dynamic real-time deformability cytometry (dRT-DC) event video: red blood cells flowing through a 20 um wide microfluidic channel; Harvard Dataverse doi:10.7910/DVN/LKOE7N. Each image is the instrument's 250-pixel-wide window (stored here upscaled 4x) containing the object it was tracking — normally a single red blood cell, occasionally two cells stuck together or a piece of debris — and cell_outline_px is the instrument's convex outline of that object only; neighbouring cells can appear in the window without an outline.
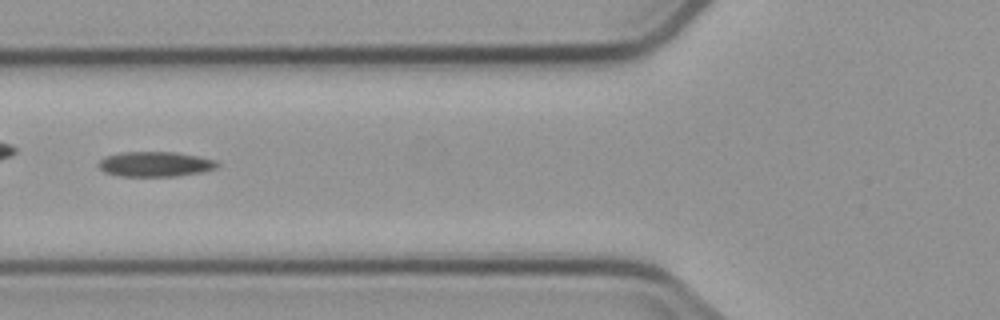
{"species": "common noctule bat (a hibernating species)", "species_latin": "Nyctalus noctula", "temperature_condition": "cold", "stored_images_in_passage": 6, "camera_frame_rate_fps": 3000, "um_per_image_px": 0.085, "animal": {"sex": "male", "body_mass_g": 23.1, "forearm_length_mm": 52.7}, "frame": {"image": 1, "passage_image": 3, "time_ms": 3.333, "image_size_px": [1000, 320], "cell_outline_px": [[220, 164], [216, 168], [200, 172], [176, 176], [120, 176], [104, 172], [96, 164], [100, 160], [108, 156], [124, 152], [176, 152], [216, 160]], "centroid_in_image_um": [13.19, 13.95], "position_along_channel_um": 112.6, "area_um2": 17.17}}
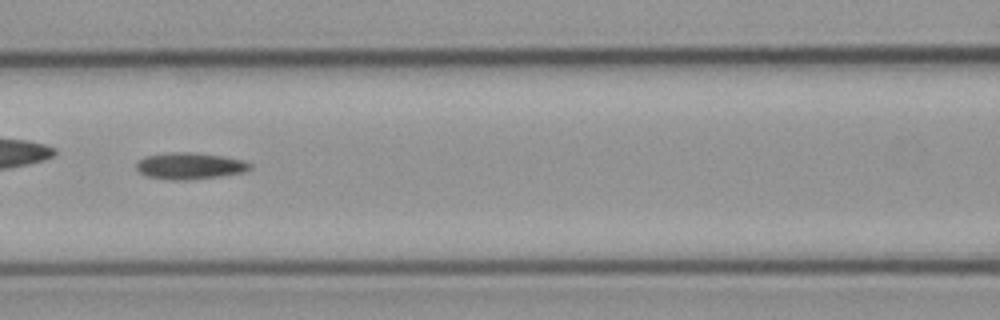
{"frame": {"image": 2, "passage_image": 4, "time_ms": 4.333, "image_size_px": [1000, 320], "cell_outline_px": [[252, 168], [244, 172], [220, 176], [188, 180], [168, 180], [148, 176], [140, 172], [136, 168], [136, 164], [140, 160], [148, 156], [172, 152], [188, 152], [224, 156], [244, 160], [252, 164]], "centroid_in_image_um": [16.18, 14.11], "position_along_channel_um": 150.4, "area_um2": 17.51}}
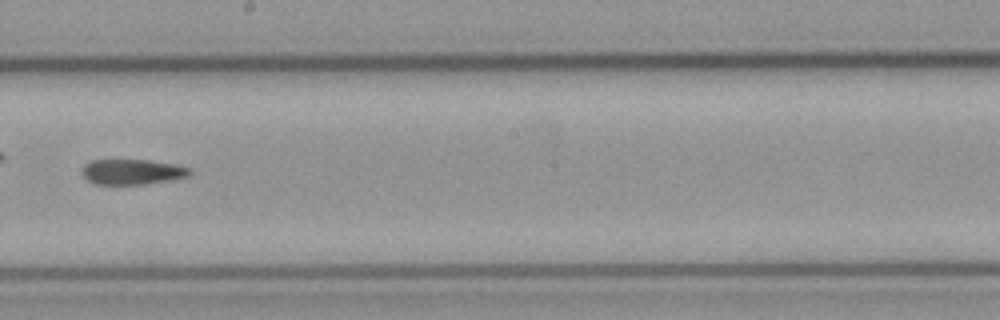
{"frame": {"image": 3, "passage_image": 6, "time_ms": 6.667, "image_size_px": [1000, 320], "cell_outline_px": [[192, 172], [188, 176], [172, 180], [144, 184], [96, 184], [88, 180], [80, 172], [84, 164], [92, 160], [148, 160], [176, 164], [192, 168]], "centroid_in_image_um": [11.26, 14.6], "position_along_channel_um": 236.9, "area_um2": 16.01}}